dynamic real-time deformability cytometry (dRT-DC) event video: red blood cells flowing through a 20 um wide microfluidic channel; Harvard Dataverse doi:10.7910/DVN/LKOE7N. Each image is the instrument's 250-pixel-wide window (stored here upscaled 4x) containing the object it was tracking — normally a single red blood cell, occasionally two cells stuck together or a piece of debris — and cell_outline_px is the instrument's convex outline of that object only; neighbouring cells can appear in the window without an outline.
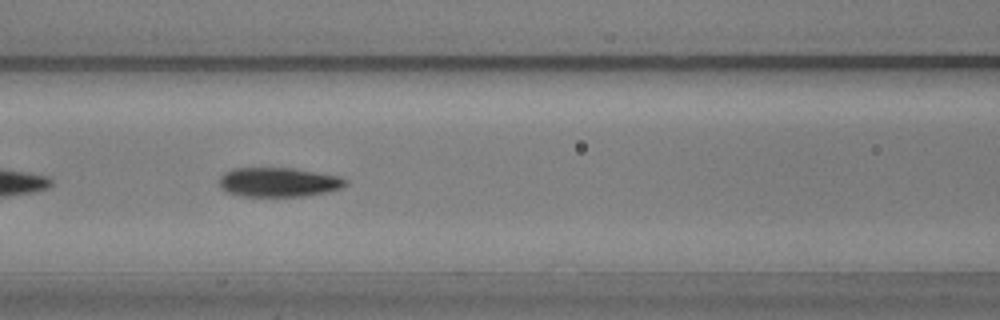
{"species": "common noctule bat (a hibernating species)", "species_latin": "Nyctalus noctula", "temperature_condition": "warm", "stored_images_in_passage": 42, "camera_frame_rate_fps": 3000, "um_per_image_px": 0.085, "animal": {"sex": "male", "body_mass_g": 20.5, "forearm_length_mm": 52.5}, "frame": {"image": 1, "passage_image": 9, "time_ms": 2.667, "image_size_px": [1000, 320], "cell_outline_px": [[348, 184], [340, 188], [328, 192], [304, 196], [244, 196], [224, 192], [220, 188], [220, 176], [224, 172], [232, 168], [292, 168], [340, 176], [348, 180]], "centroid_in_image_um": [23.67, 15.48], "position_along_channel_um": 142.9, "area_um2": 21.73}}
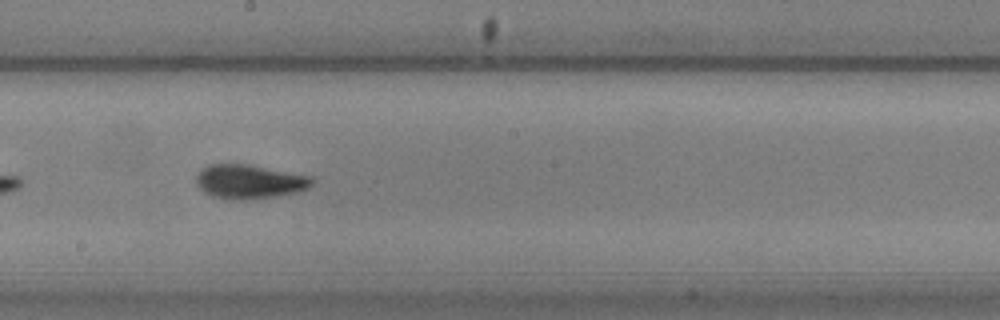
{"frame": {"image": 2, "passage_image": 16, "time_ms": 5.0, "image_size_px": [1000, 320], "cell_outline_px": [[316, 180], [308, 188], [296, 192], [272, 196], [244, 200], [224, 200], [212, 196], [204, 192], [196, 184], [196, 176], [200, 168], [208, 164], [248, 164], [312, 176]], "centroid_in_image_um": [21.16, 15.43], "position_along_channel_um": 227.0, "area_um2": 23.24}}
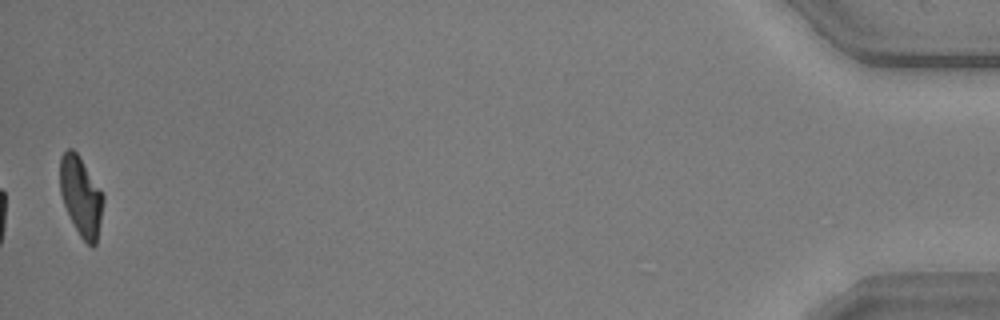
{"frame": {"image": 3, "passage_image": 41, "time_ms": 13.333, "image_size_px": [1000, 320], "cell_outline_px": [[104, 200], [96, 244], [92, 248], [80, 236], [64, 204], [60, 192], [60, 156], [68, 148], [72, 148], [76, 152], [104, 196]], "centroid_in_image_um": [6.87, 16.69], "position_along_channel_um": 428.3, "area_um2": 19.48}, "authors_computed_cell_mechanics": {"area_um2": 21.9351, "velocity_mm_per_s": 3.6001, "shape_relaxation_time_tau1_ms": 5.8948, "shape_relaxation_time_tau2_ms": 1.2785, "deformation_change_tau1": 0.2042, "deformation_change_tau2": 0.0691}}